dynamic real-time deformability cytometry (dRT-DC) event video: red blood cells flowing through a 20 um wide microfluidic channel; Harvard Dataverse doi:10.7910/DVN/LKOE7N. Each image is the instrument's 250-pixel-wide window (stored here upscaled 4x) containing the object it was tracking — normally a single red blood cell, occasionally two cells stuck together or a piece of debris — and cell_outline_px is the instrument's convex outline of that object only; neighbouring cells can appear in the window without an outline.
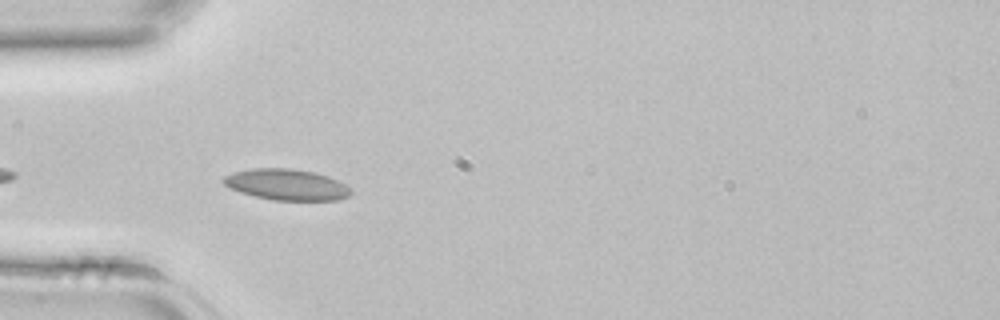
{"species": "common noctule bat (a hibernating species)", "species_latin": "Nyctalus noctula", "temperature_condition": "room temperature", "stored_images_in_passage": 18, "camera_frame_rate_fps": 3000, "um_per_image_px": 0.085, "animal": {"sex": "female", "body_mass_g": 22.7, "forearm_length_mm": 54.2}, "frame": {"image": 1, "passage_image": 3, "time_ms": 0.667, "image_size_px": [1000, 320], "cell_outline_px": [[352, 192], [348, 196], [336, 200], [276, 200], [256, 196], [240, 192], [224, 184], [220, 180], [224, 176], [232, 172], [252, 168], [292, 168], [316, 172], [328, 176], [352, 188]], "centroid_in_image_um": [24.36, 15.67], "position_along_channel_um": 60.6, "area_um2": 23.06}}